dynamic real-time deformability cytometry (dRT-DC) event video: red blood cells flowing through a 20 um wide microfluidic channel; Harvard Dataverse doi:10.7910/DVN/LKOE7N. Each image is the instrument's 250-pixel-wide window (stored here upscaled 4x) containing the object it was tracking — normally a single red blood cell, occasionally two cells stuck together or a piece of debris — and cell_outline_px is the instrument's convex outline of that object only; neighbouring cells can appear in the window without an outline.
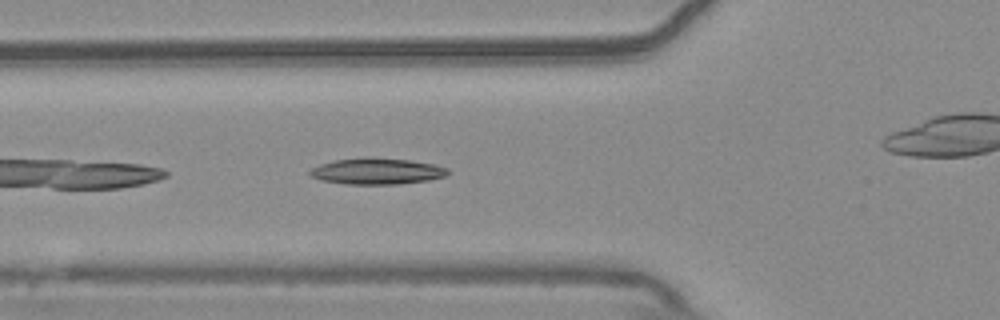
{"species": "common noctule bat (a hibernating species)", "species_latin": "Nyctalus noctula", "temperature_condition": "warm", "stored_images_in_passage": 21, "camera_frame_rate_fps": 3000, "um_per_image_px": 0.085, "animal": {"sex": "male", "body_mass_g": 20.4}, "frame": {"image": 1, "passage_image": 4, "time_ms": 1.0, "image_size_px": [1000, 320], "cell_outline_px": [[448, 172], [444, 176], [428, 180], [396, 184], [344, 184], [320, 180], [308, 176], [308, 172], [312, 168], [320, 164], [336, 160], [368, 156], [408, 160], [436, 164], [448, 168]], "centroid_in_image_um": [31.99, 14.54], "position_along_channel_um": 93.8, "area_um2": 21.21}}
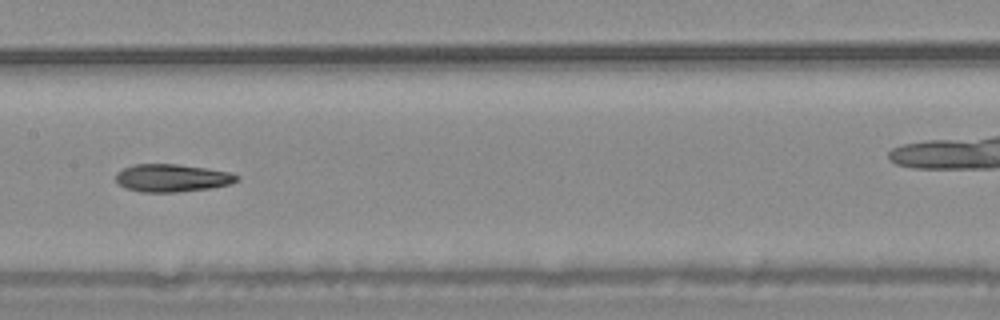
{"frame": {"image": 2, "passage_image": 12, "time_ms": 3.667, "image_size_px": [1000, 320], "cell_outline_px": [[240, 180], [232, 184], [212, 188], [180, 192], [140, 192], [128, 188], [120, 184], [116, 180], [116, 172], [132, 164], [176, 164], [204, 168], [228, 172], [240, 176]], "centroid_in_image_um": [14.65, 15.13], "position_along_channel_um": 192.7, "area_um2": 19.59}}
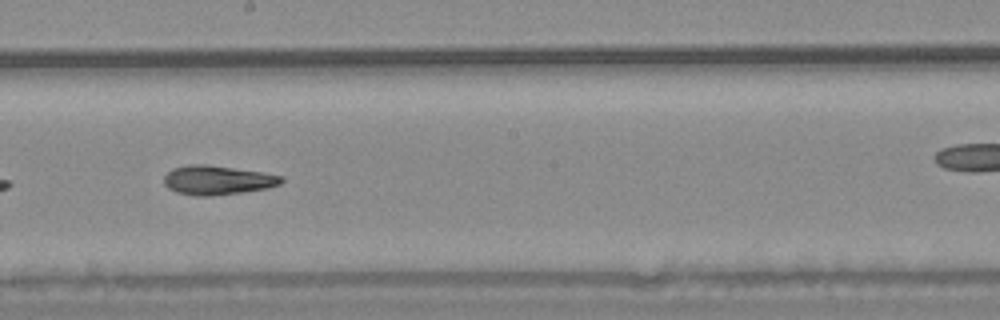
{"frame": {"image": 3, "passage_image": 15, "time_ms": 4.667, "image_size_px": [1000, 320], "cell_outline_px": [[284, 180], [280, 184], [268, 188], [240, 192], [208, 196], [196, 196], [176, 192], [168, 188], [164, 184], [164, 176], [172, 168], [188, 164], [204, 164], [260, 172], [284, 176]], "centroid_in_image_um": [18.45, 15.31], "position_along_channel_um": 229.7, "area_um2": 19.83}}